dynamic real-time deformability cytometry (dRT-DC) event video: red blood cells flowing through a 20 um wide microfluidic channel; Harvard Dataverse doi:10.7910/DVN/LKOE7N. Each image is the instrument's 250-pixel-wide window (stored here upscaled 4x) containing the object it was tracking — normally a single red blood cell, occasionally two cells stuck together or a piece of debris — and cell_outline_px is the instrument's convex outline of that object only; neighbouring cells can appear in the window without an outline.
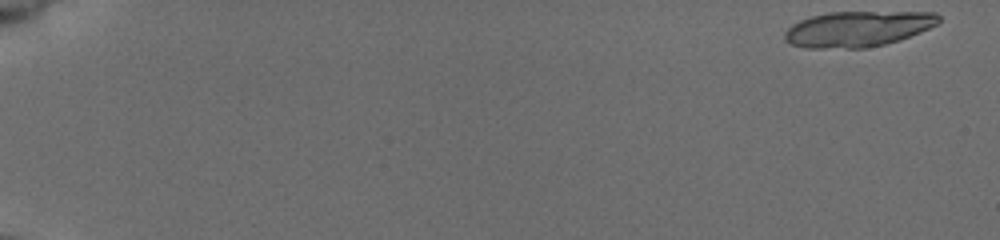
{"species": "common noctule bat (a hibernating species)", "species_latin": "Nyctalus noctula", "temperature_condition": "cold", "stored_images_in_passage": 27, "camera_frame_rate_fps": 3000, "um_per_image_px": 0.085, "animal": {"sex": "female", "body_mass_g": 19.5, "forearm_length_mm": 54.1}, "frame": {"image": 1, "passage_image": 1, "time_ms": 0.0, "image_size_px": [1000, 240], "cell_outline_px": [[940, 20], [936, 24], [920, 32], [900, 40], [884, 44], [864, 48], [804, 48], [792, 44], [784, 40], [784, 32], [792, 24], [800, 20], [812, 16], [828, 12], [936, 12], [940, 16]], "centroid_in_image_um": [72.89, 2.45], "position_along_channel_um": 12.1, "area_um2": 31.96}}